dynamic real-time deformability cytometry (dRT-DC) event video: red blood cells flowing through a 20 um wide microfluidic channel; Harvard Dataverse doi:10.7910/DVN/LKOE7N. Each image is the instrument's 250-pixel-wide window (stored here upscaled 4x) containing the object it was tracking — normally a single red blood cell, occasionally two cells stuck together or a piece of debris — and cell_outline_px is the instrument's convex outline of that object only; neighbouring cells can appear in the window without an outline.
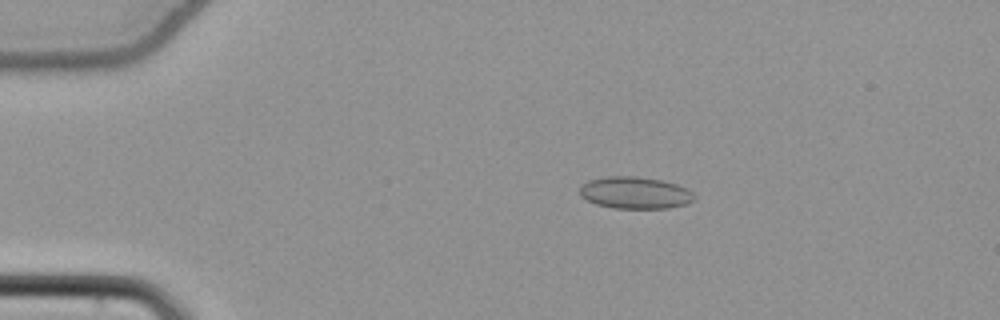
{"species": "common noctule bat (a hibernating species)", "species_latin": "Nyctalus noctula", "temperature_condition": "cold", "stored_images_in_passage": 55, "camera_frame_rate_fps": 3000, "um_per_image_px": 0.085, "animal": {"sex": "female", "body_mass_g": 22.7, "forearm_length_mm": 54.2}, "frame": {"image": 1, "passage_image": 12, "time_ms": 3.667, "image_size_px": [1000, 320], "cell_outline_px": [[696, 196], [692, 200], [684, 204], [668, 208], [612, 208], [596, 204], [580, 196], [580, 184], [588, 180], [608, 176], [636, 176], [664, 180], [688, 188]], "centroid_in_image_um": [53.96, 16.37], "position_along_channel_um": 31.0, "area_um2": 21.44}}
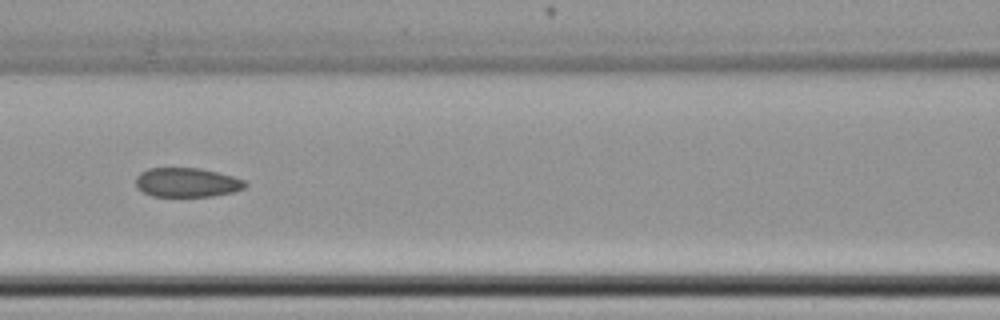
{"frame": {"image": 2, "passage_image": 26, "time_ms": 8.333, "image_size_px": [1000, 320], "cell_outline_px": [[248, 184], [244, 188], [232, 192], [212, 196], [152, 196], [136, 188], [136, 176], [140, 172], [148, 168], [200, 168], [232, 176], [244, 180]], "centroid_in_image_um": [15.86, 15.5], "position_along_channel_um": 150.7, "area_um2": 18.61}}
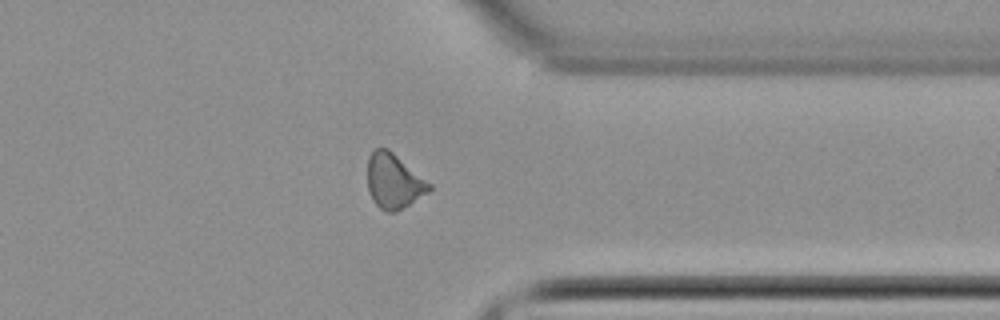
{"frame": {"image": 3, "passage_image": 44, "time_ms": 14.333, "image_size_px": [1000, 320], "cell_outline_px": [[432, 188], [428, 192], [396, 212], [388, 212], [380, 208], [372, 200], [368, 192], [368, 156], [376, 148], [388, 148], [432, 184]], "centroid_in_image_um": [33.46, 15.4], "position_along_channel_um": 377.9, "area_um2": 19.65}, "authors_computed_cell_mechanics": {"area_um2": 19.8832, "velocity_mm_per_s": 3.8606, "shape_relaxation_time_tau1_ms": null, "shape_relaxation_time_tau2_ms": 4.1767, "deformation_change_tau1": null, "deformation_change_tau2": 0.0787}}